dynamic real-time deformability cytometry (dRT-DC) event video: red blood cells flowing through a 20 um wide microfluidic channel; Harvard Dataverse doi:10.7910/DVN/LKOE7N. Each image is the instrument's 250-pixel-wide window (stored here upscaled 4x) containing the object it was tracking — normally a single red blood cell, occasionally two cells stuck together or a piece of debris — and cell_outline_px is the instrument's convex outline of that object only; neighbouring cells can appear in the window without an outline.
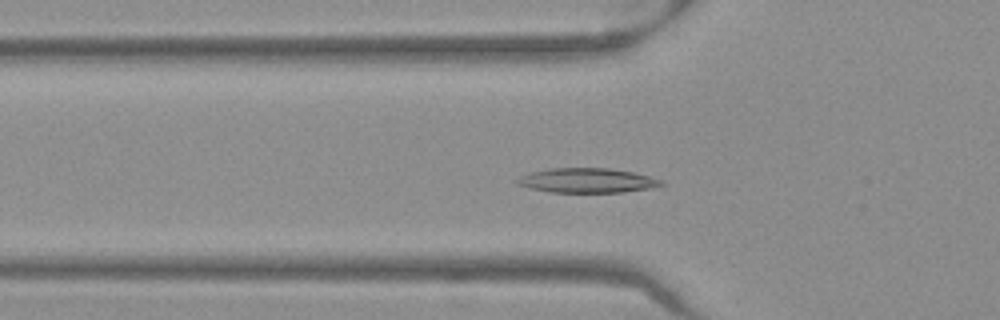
{"species": "Egyptian fruit bat (a non-hibernating species)", "species_latin": "Rousettus aegyptiacus", "temperature_condition": "warm", "stored_images_in_passage": 50, "camera_frame_rate_fps": 3000, "um_per_image_px": 0.085, "frame": {"image": 1, "passage_image": 16, "time_ms": 5.0, "image_size_px": [1000, 320], "cell_outline_px": [[664, 184], [648, 188], [624, 192], [548, 192], [528, 188], [516, 184], [516, 180], [520, 176], [532, 172], [548, 168], [608, 168], [632, 172], [648, 176], [660, 180]], "centroid_in_image_um": [49.83, 15.34], "position_along_channel_um": 76.0, "area_um2": 20.46}}
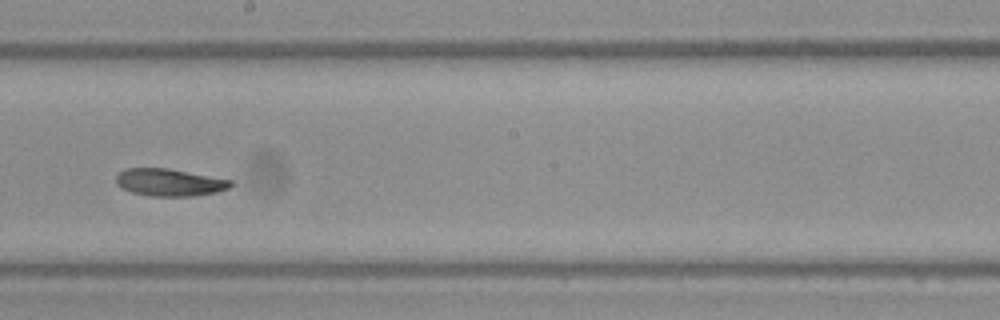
{"frame": {"image": 2, "passage_image": 28, "time_ms": 9.0, "image_size_px": [1000, 320], "cell_outline_px": [[232, 184], [228, 188], [216, 192], [192, 196], [152, 196], [132, 192], [120, 188], [116, 184], [116, 176], [124, 168], [168, 168], [232, 180]], "centroid_in_image_um": [14.37, 15.5], "position_along_channel_um": 233.8, "area_um2": 18.21}}
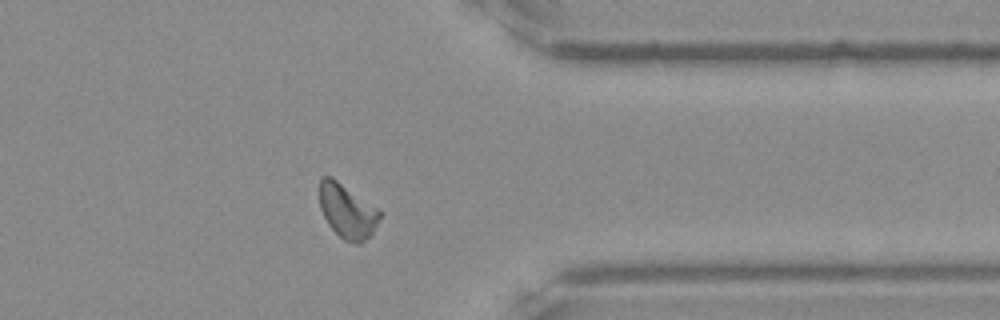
{"frame": {"image": 3, "passage_image": 40, "time_ms": 13.0, "image_size_px": [1000, 320], "cell_outline_px": [[380, 216], [372, 236], [360, 244], [356, 244], [344, 240], [328, 224], [320, 208], [320, 180], [324, 176], [332, 176], [376, 208], [380, 212]], "centroid_in_image_um": [29.51, 17.97], "position_along_channel_um": 381.9, "area_um2": 18.79}, "authors_computed_cell_mechanics": {"area_um2": 18.7272, "velocity_mm_per_s": 3.9375, "shape_relaxation_time_tau1_ms": 7.5822, "shape_relaxation_time_tau2_ms": null, "deformation_change_tau1": 0.1759, "deformation_change_tau2": null}}